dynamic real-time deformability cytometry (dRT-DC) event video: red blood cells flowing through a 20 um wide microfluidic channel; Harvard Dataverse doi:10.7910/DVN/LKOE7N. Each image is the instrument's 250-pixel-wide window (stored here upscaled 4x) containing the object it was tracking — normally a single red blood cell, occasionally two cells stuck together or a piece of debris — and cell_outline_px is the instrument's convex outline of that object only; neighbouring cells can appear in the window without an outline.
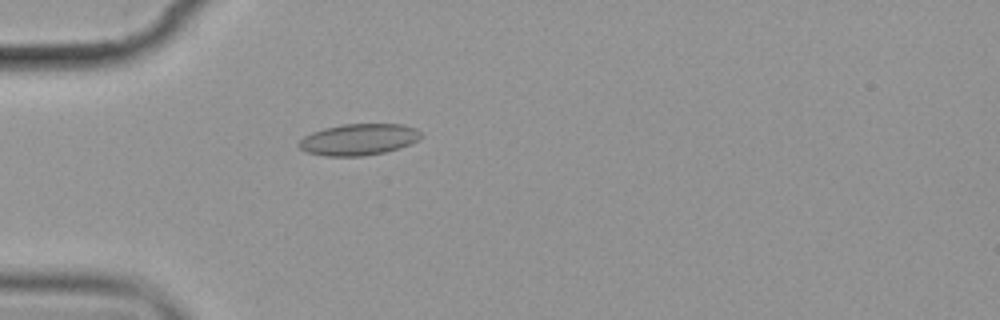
{"species": "common noctule bat (a hibernating species)", "species_latin": "Nyctalus noctula", "temperature_condition": "cold", "stored_images_in_passage": 1, "camera_frame_rate_fps": 3000, "um_per_image_px": 0.085, "animal": {"sex": "female", "body_mass_g": 19.9}, "frame": {"image": 1, "passage_image": 1, "time_ms": 0.0, "image_size_px": [1000, 320], "cell_outline_px": [[424, 136], [400, 148], [384, 152], [364, 156], [324, 156], [304, 152], [296, 144], [304, 136], [312, 132], [324, 128], [344, 124], [404, 124], [416, 128]], "centroid_in_image_um": [30.46, 11.86], "position_along_channel_um": 54.5, "area_um2": 22.48}}